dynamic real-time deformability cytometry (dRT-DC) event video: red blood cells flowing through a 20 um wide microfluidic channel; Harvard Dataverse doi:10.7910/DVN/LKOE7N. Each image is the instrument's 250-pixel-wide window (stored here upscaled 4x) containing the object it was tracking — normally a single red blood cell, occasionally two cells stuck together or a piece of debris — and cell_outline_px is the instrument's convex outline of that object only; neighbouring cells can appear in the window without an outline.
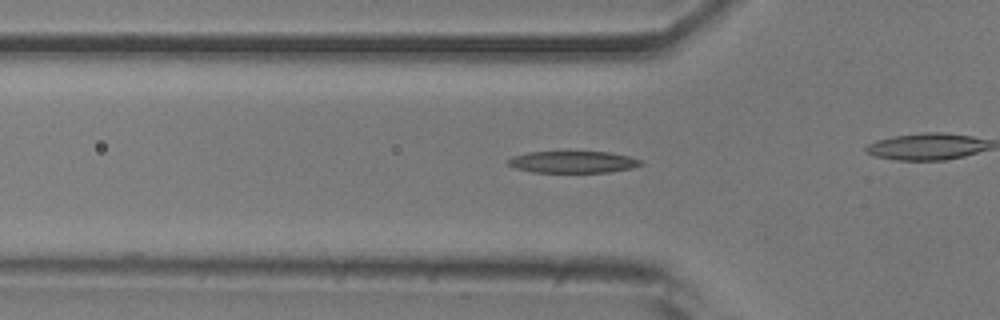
{"species": "common noctule bat (a hibernating species)", "species_latin": "Nyctalus noctula", "temperature_condition": "room temperature", "stored_images_in_passage": 33, "camera_frame_rate_fps": 3000, "um_per_image_px": 0.085, "animal": {"sex": "male", "body_mass_g": 20.5, "forearm_length_mm": 52.5}, "frame": {"image": 1, "passage_image": 8, "time_ms": 2.333, "image_size_px": [1000, 320], "cell_outline_px": [[644, 164], [632, 168], [608, 172], [532, 172], [516, 168], [508, 164], [508, 160], [512, 156], [528, 152], [608, 152], [628, 156], [640, 160]], "centroid_in_image_um": [48.7, 13.77], "position_along_channel_um": 77.1, "area_um2": 16.7}}
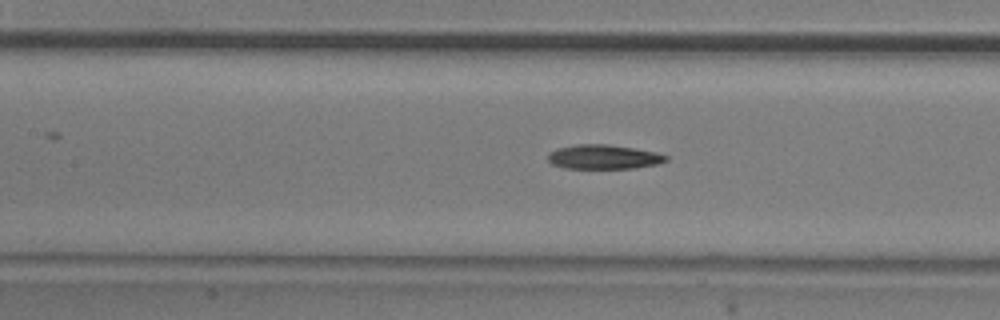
{"frame": {"image": 2, "passage_image": 14, "time_ms": 4.333, "image_size_px": [1000, 320], "cell_outline_px": [[668, 160], [656, 164], [636, 168], [564, 168], [552, 164], [548, 160], [548, 152], [560, 148], [576, 144], [608, 144], [656, 152], [668, 156]], "centroid_in_image_um": [51.3, 13.34], "position_along_channel_um": 156.1, "area_um2": 16.65}}
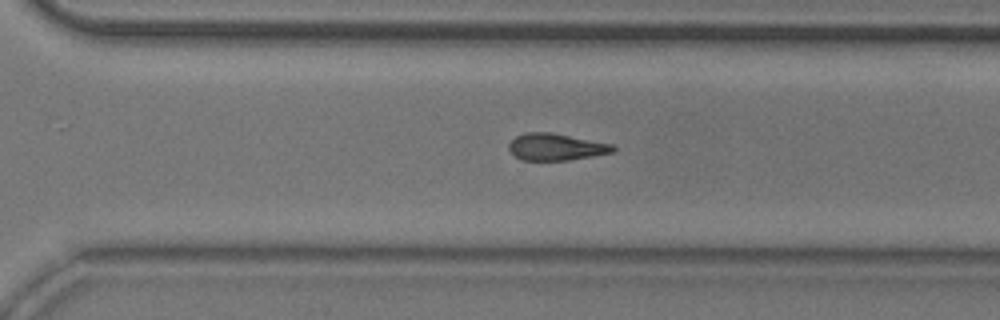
{"frame": {"image": 3, "passage_image": 27, "time_ms": 8.667, "image_size_px": [1000, 320], "cell_outline_px": [[616, 148], [612, 152], [592, 156], [568, 160], [520, 160], [512, 156], [508, 152], [508, 144], [516, 136], [524, 132], [548, 132], [612, 144]], "centroid_in_image_um": [47.17, 12.5], "position_along_channel_um": 323.4, "area_um2": 16.3}, "authors_computed_cell_mechanics": {"area_um2": 16.8198, "velocity_mm_per_s": 3.8701, "shape_relaxation_time_tau1_ms": 3.2218, "shape_relaxation_time_tau2_ms": null, "deformation_change_tau1": 0.1444, "deformation_change_tau2": null}}